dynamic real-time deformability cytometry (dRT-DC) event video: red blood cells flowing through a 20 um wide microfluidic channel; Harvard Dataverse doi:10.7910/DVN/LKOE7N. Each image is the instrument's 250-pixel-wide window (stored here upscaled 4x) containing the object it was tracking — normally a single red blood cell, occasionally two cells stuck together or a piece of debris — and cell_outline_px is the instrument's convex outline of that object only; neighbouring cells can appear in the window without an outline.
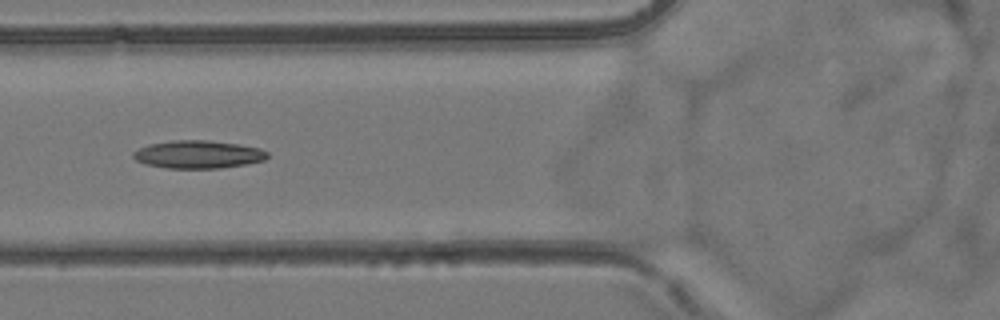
{"species": "common noctule bat (a hibernating species)", "species_latin": "Nyctalus noctula", "temperature_condition": "room temperature", "stored_images_in_passage": 7, "camera_frame_rate_fps": 3000, "um_per_image_px": 0.085, "animal": {"sex": "female", "body_mass_g": 24.6, "forearm_length_mm": 56.2}, "frame": {"image": 1, "passage_image": 7, "time_ms": 6.667, "image_size_px": [1000, 320], "cell_outline_px": [[268, 156], [264, 160], [244, 164], [220, 168], [168, 168], [144, 164], [136, 160], [132, 156], [132, 152], [148, 144], [172, 140], [208, 140], [240, 144], [260, 148], [268, 152]], "centroid_in_image_um": [16.82, 13.12], "position_along_channel_um": 109.0, "area_um2": 21.85}}